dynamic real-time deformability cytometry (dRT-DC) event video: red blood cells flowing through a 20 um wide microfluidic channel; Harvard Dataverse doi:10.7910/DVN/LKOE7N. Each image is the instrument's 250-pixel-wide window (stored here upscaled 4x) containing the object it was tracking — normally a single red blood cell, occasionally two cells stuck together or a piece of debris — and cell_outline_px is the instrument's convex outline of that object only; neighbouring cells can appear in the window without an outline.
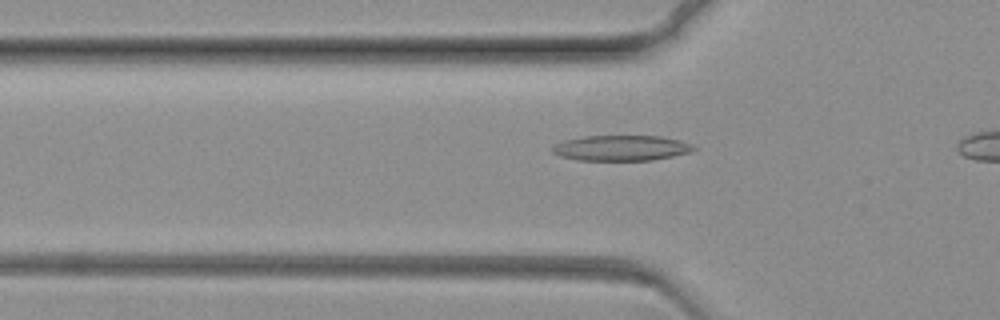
{"species": "common noctule bat (a hibernating species)", "species_latin": "Nyctalus noctula", "temperature_condition": "warm", "stored_images_in_passage": 45, "camera_frame_rate_fps": 3000, "um_per_image_px": 0.085, "animal": {"sex": "female", "body_mass_g": 19.3, "forearm_length_mm": 54.1}, "frame": {"image": 1, "passage_image": 15, "time_ms": 4.667, "image_size_px": [1000, 320], "cell_outline_px": [[696, 148], [688, 152], [672, 156], [652, 160], [576, 160], [560, 156], [552, 152], [548, 148], [564, 140], [584, 136], [660, 136], [680, 140], [692, 144]], "centroid_in_image_um": [52.75, 12.58], "position_along_channel_um": 73.0, "area_um2": 20.92}}
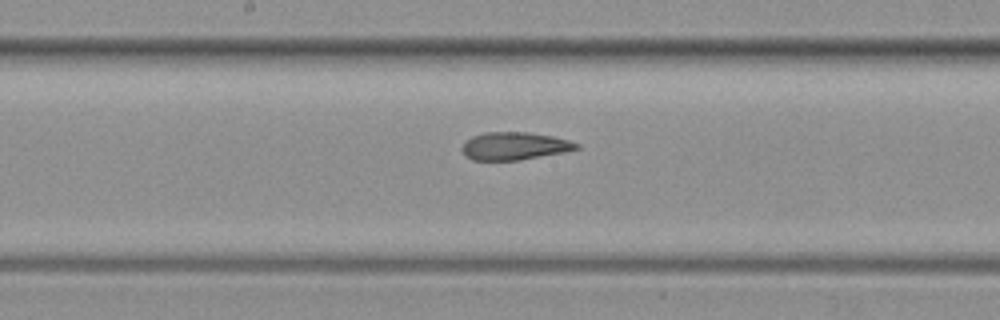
{"frame": {"image": 2, "passage_image": 29, "time_ms": 9.333, "image_size_px": [1000, 320], "cell_outline_px": [[580, 148], [564, 152], [516, 160], [472, 160], [464, 156], [460, 148], [464, 140], [472, 136], [484, 132], [528, 132], [552, 136], [568, 140], [580, 144]], "centroid_in_image_um": [43.66, 12.4], "position_along_channel_um": 204.5, "area_um2": 18.61}}
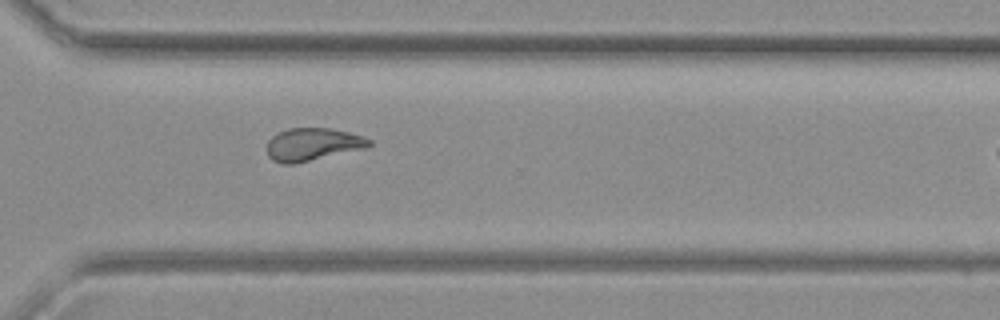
{"frame": {"image": 3, "passage_image": 44, "time_ms": 14.333, "image_size_px": [1000, 320], "cell_outline_px": [[372, 144], [368, 148], [296, 164], [284, 164], [272, 160], [268, 156], [268, 140], [276, 132], [288, 128], [328, 128], [348, 132], [364, 136], [372, 140]], "centroid_in_image_um": [26.6, 12.28], "position_along_channel_um": 344.0, "area_um2": 19.83}}